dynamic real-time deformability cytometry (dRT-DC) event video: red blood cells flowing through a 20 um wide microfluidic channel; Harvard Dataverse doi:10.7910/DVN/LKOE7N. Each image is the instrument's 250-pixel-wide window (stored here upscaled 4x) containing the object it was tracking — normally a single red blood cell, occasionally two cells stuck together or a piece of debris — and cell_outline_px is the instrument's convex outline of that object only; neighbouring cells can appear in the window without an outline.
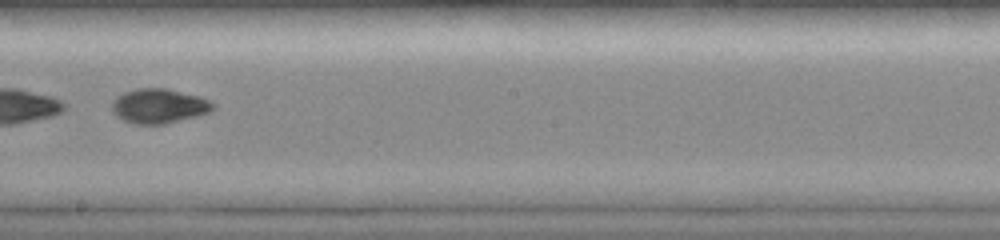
{"species": "common noctule bat (a hibernating species)", "species_latin": "Nyctalus noctula", "temperature_condition": "room temperature", "stored_images_in_passage": 45, "camera_frame_rate_fps": 3000, "um_per_image_px": 0.085, "animal": {"sex": "female", "body_mass_g": 19.0, "forearm_length_mm": 51.5}, "frame": {"image": 1, "passage_image": 27, "time_ms": 8.667, "image_size_px": [1000, 240], "cell_outline_px": [[216, 108], [200, 116], [164, 124], [136, 124], [124, 120], [116, 116], [112, 112], [112, 100], [116, 96], [124, 92], [136, 88], [168, 88], [200, 96], [216, 104]], "centroid_in_image_um": [13.53, 9.0], "position_along_channel_um": 234.7, "area_um2": 20.69}}
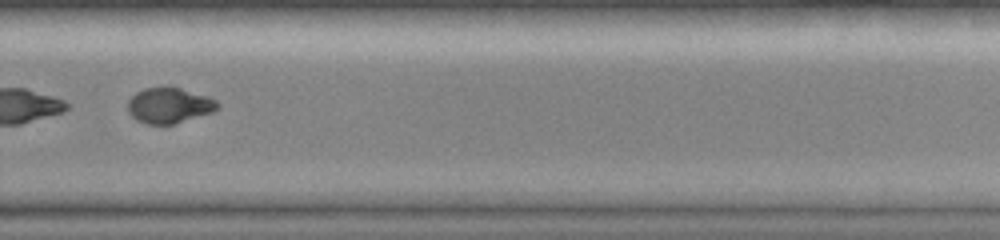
{"frame": {"image": 2, "passage_image": 33, "time_ms": 10.667, "image_size_px": [1000, 240], "cell_outline_px": [[220, 108], [212, 112], [172, 124], [148, 124], [136, 120], [128, 112], [128, 100], [136, 92], [144, 88], [180, 88], [208, 96], [216, 100], [220, 104]], "centroid_in_image_um": [14.39, 8.96], "position_along_channel_um": 315.4, "area_um2": 18.38}, "authors_computed_cell_mechanics": {"area_um2": 21.3282, "velocity_mm_per_s": 4.0373, "shape_relaxation_time_tau1_ms": 1.3895, "shape_relaxation_time_tau2_ms": 4.8278, "deformation_change_tau1": 0.3413, "deformation_change_tau2": 0.0683}}